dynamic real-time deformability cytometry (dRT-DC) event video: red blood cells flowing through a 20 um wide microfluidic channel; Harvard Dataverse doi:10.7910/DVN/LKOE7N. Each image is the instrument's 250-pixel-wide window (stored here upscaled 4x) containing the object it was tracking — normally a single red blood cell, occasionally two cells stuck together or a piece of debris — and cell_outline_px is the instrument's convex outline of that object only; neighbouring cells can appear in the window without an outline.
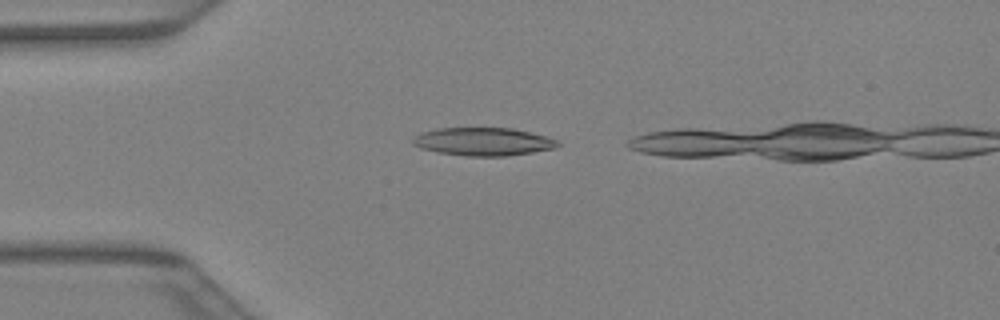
{"species": "Egyptian fruit bat (a non-hibernating species)", "species_latin": "Rousettus aegyptiacus", "temperature_condition": "warm", "stored_images_in_passage": 6, "camera_frame_rate_fps": 3000, "um_per_image_px": 0.085, "animal": {"sex": "female"}, "frame": {"image": 1, "passage_image": 1, "time_ms": 0.0, "image_size_px": [1000, 320], "cell_outline_px": [[560, 144], [556, 148], [508, 156], [464, 156], [440, 152], [420, 148], [412, 144], [412, 140], [420, 132], [436, 128], [512, 128], [544, 136], [556, 140]], "centroid_in_image_um": [41.04, 12.04], "position_along_channel_um": 44.0, "area_um2": 23.58}}
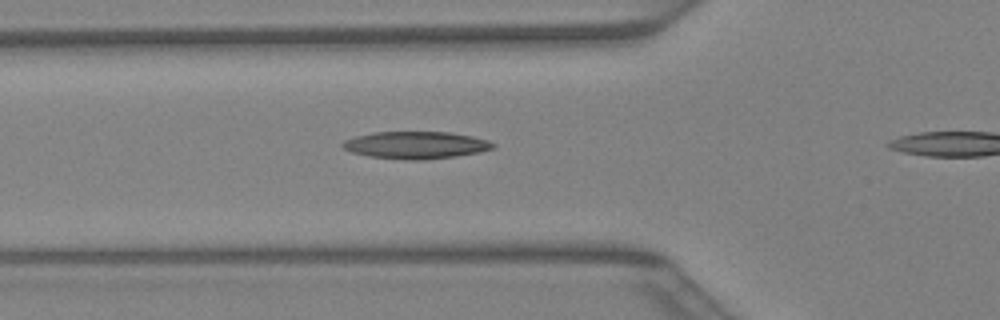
{"frame": {"image": 2, "passage_image": 5, "time_ms": 1.333, "image_size_px": [1000, 320], "cell_outline_px": [[496, 148], [480, 152], [424, 160], [404, 160], [368, 156], [352, 152], [344, 148], [340, 144], [344, 140], [356, 136], [372, 132], [452, 132], [472, 136], [488, 140], [496, 144]], "centroid_in_image_um": [35.36, 12.33], "position_along_channel_um": 90.4, "area_um2": 23.99}}